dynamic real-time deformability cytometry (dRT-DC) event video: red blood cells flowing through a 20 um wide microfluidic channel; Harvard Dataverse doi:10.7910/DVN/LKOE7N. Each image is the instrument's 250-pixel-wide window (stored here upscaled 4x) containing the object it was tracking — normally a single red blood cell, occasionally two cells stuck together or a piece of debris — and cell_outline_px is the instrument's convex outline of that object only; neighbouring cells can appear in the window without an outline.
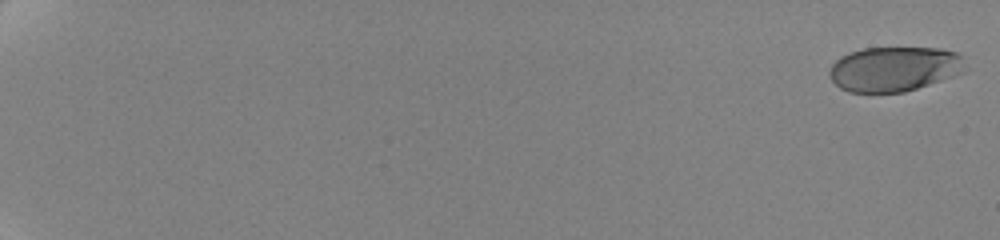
{"species": "human", "species_latin": "Homo sapiens", "temperature_condition": "cold", "stored_images_in_passage": 12, "camera_frame_rate_fps": 3000, "um_per_image_px": 0.085, "donor": {"sex": "female"}, "frame": {"image": 1, "passage_image": 1, "time_ms": 0.0, "image_size_px": [1000, 240], "cell_outline_px": [[968, 68], [964, 72], [904, 92], [848, 92], [840, 88], [828, 76], [828, 72], [832, 64], [840, 56], [848, 52], [864, 48], [940, 48], [956, 52], [960, 56]], "centroid_in_image_um": [75.98, 5.85], "position_along_channel_um": 9.0, "area_um2": 35.49}}
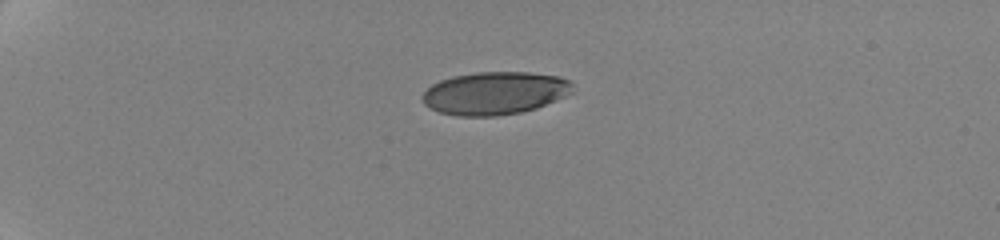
{"frame": {"image": 2, "passage_image": 9, "time_ms": 5.667, "image_size_px": [1000, 240], "cell_outline_px": [[572, 92], [556, 100], [536, 108], [520, 112], [496, 116], [456, 116], [440, 112], [424, 104], [420, 100], [420, 96], [432, 84], [440, 80], [452, 76], [476, 72], [528, 72], [560, 76], [568, 80], [572, 84]], "centroid_in_image_um": [42.03, 7.91], "position_along_channel_um": 43.0, "area_um2": 37.57}}
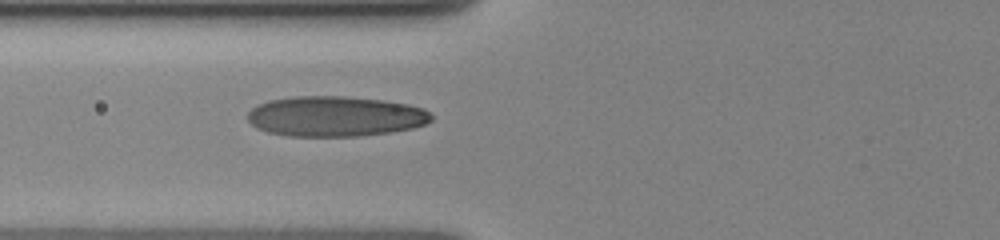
{"frame": {"image": 3, "passage_image": 12, "time_ms": 9.0, "image_size_px": [1000, 240], "cell_outline_px": [[432, 120], [424, 124], [412, 128], [392, 132], [356, 136], [288, 136], [268, 132], [256, 128], [248, 120], [248, 112], [252, 108], [268, 100], [296, 96], [344, 96], [380, 100], [408, 104], [424, 108], [432, 116]], "centroid_in_image_um": [28.49, 9.89], "position_along_channel_um": 97.3, "area_um2": 43.06}}